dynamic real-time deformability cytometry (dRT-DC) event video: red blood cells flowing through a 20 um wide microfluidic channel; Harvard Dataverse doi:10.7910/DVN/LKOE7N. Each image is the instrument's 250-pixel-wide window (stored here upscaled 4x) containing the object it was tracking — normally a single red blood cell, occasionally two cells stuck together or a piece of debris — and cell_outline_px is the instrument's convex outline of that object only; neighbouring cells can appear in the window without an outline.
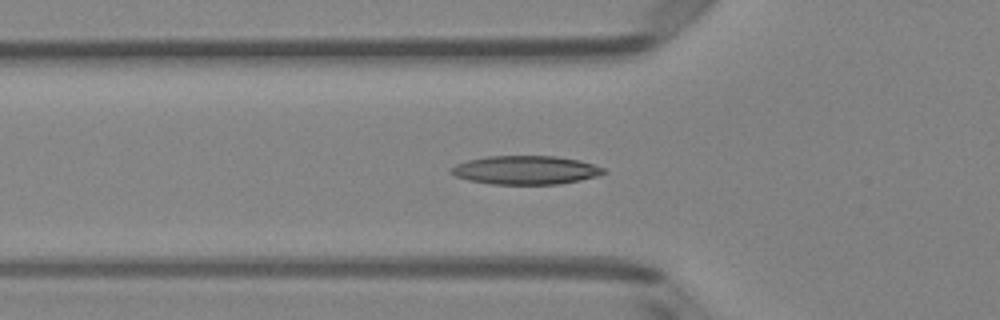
{"species": "Egyptian fruit bat (a non-hibernating species)", "species_latin": "Rousettus aegyptiacus", "temperature_condition": "room temperature", "stored_images_in_passage": 50, "camera_frame_rate_fps": 3000, "um_per_image_px": 0.085, "animal": {"sex": "female"}, "frame": {"image": 1, "passage_image": 16, "time_ms": 5.0, "image_size_px": [1000, 320], "cell_outline_px": [[608, 172], [600, 176], [560, 184], [492, 184], [468, 180], [456, 176], [452, 172], [452, 168], [456, 164], [468, 160], [488, 156], [556, 156], [580, 160], [604, 168]], "centroid_in_image_um": [44.74, 14.46], "position_along_channel_um": 81.1, "area_um2": 25.43}}
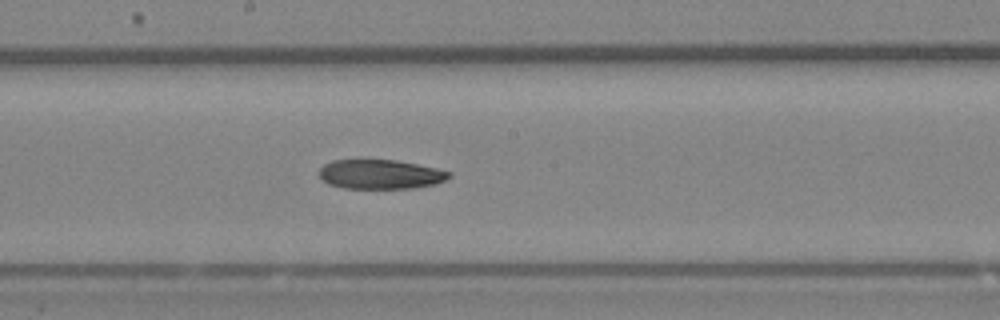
{"frame": {"image": 2, "passage_image": 26, "time_ms": 8.333, "image_size_px": [1000, 320], "cell_outline_px": [[452, 176], [436, 184], [412, 188], [344, 188], [328, 184], [320, 180], [320, 168], [324, 164], [332, 160], [396, 160], [436, 168], [452, 172]], "centroid_in_image_um": [32.32, 14.82], "position_along_channel_um": 215.9, "area_um2": 22.25}}
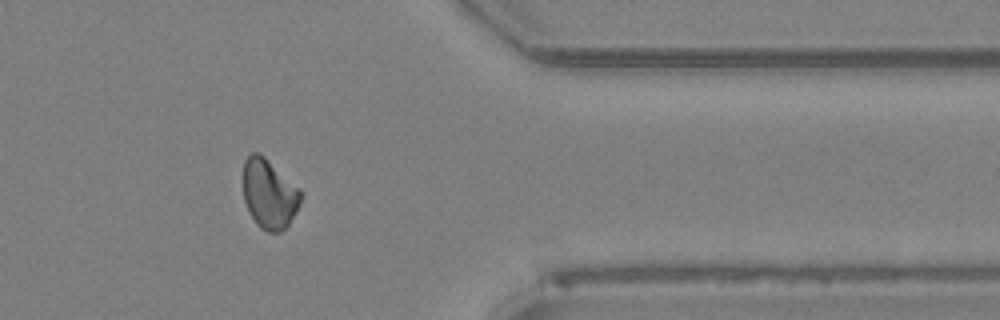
{"frame": {"image": 3, "passage_image": 40, "time_ms": 13.0, "image_size_px": [1000, 320], "cell_outline_px": [[300, 204], [296, 212], [288, 224], [280, 232], [268, 232], [260, 228], [256, 224], [248, 212], [244, 200], [244, 160], [252, 152], [260, 152], [300, 188]], "centroid_in_image_um": [22.87, 16.48], "position_along_channel_um": 388.5, "area_um2": 23.35}, "authors_computed_cell_mechanics": {"area_um2": 23.698, "velocity_mm_per_s": 4.0477, "shape_relaxation_time_tau1_ms": 6.615, "shape_relaxation_time_tau2_ms": null, "deformation_change_tau1": 0.1255, "deformation_change_tau2": null}}